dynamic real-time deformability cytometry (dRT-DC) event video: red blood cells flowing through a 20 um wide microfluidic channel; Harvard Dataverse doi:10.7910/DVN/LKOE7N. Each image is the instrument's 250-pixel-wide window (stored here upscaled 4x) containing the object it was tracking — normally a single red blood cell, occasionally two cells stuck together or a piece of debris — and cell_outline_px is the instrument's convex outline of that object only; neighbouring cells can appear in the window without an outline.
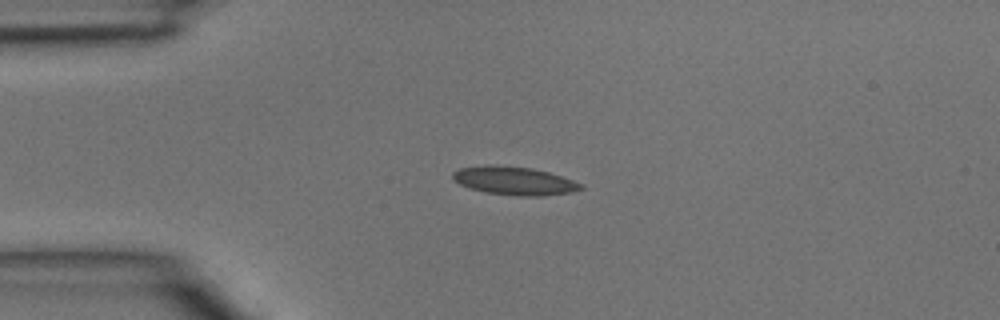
{"species": "common noctule bat (a hibernating species)", "species_latin": "Nyctalus noctula", "temperature_condition": "room temperature", "stored_images_in_passage": 2, "camera_frame_rate_fps": 3000, "um_per_image_px": 0.085, "animal": {"sex": "male", "body_mass_g": 15.6}, "frame": {"image": 1, "passage_image": 1, "time_ms": 0.0, "image_size_px": [1000, 320], "cell_outline_px": [[584, 188], [572, 192], [544, 196], [520, 196], [488, 192], [472, 188], [460, 184], [452, 180], [452, 172], [460, 168], [484, 164], [492, 164], [532, 168], [548, 172], [584, 184]], "centroid_in_image_um": [43.71, 15.35], "position_along_channel_um": 41.3, "area_um2": 21.15}}